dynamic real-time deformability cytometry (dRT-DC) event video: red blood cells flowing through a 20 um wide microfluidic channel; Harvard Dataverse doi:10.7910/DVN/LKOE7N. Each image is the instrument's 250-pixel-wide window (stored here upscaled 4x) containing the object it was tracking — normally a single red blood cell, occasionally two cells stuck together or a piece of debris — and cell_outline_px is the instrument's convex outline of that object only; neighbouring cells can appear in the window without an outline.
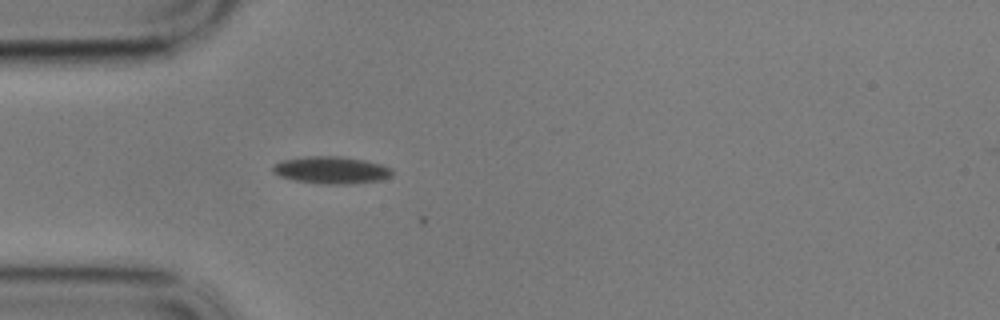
{"species": "common noctule bat (a hibernating species)", "species_latin": "Nyctalus noctula", "temperature_condition": "cold", "stored_images_in_passage": 4, "camera_frame_rate_fps": 3000, "um_per_image_px": 0.085, "animal": {"sex": "male", "body_mass_g": 17.9}, "frame": {"image": 1, "passage_image": 3, "time_ms": 0.667, "image_size_px": [1000, 320], "cell_outline_px": [[392, 176], [380, 180], [352, 184], [320, 184], [292, 180], [280, 176], [272, 172], [272, 164], [284, 160], [308, 156], [340, 156], [364, 160], [380, 164], [392, 168]], "centroid_in_image_um": [28.15, 14.46], "position_along_channel_um": 56.9, "area_um2": 19.07}}